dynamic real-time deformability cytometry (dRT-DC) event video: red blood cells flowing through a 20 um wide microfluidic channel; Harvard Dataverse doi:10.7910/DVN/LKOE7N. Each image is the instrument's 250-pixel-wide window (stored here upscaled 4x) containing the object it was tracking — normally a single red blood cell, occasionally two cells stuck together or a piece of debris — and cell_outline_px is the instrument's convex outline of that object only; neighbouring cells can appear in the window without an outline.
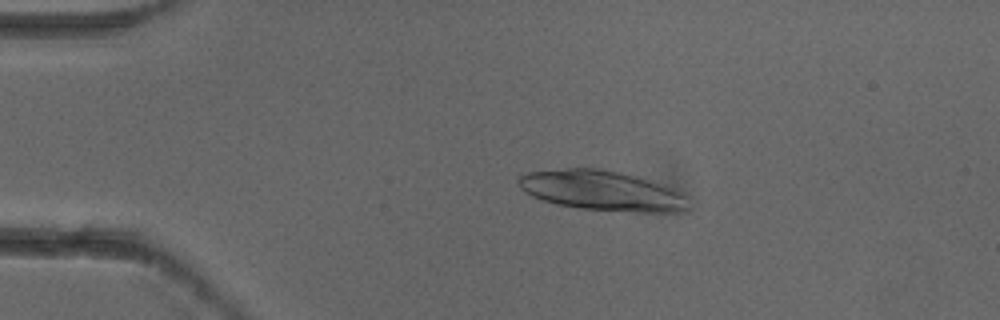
{"species": "common noctule bat (a hibernating species)", "species_latin": "Nyctalus noctula", "temperature_condition": "cold", "stored_images_in_passage": 4, "camera_frame_rate_fps": 3000, "um_per_image_px": 0.085, "animal": {"sex": "female"}, "frame": {"image": 1, "passage_image": 4, "time_ms": 1.0, "image_size_px": [1000, 320], "cell_outline_px": [[692, 208], [688, 212], [636, 212], [580, 208], [560, 204], [544, 200], [532, 196], [524, 192], [520, 188], [516, 180], [520, 176], [528, 172], [568, 168], [600, 168], [620, 172], [664, 184], [692, 196]], "centroid_in_image_um": [51.32, 16.21], "position_along_channel_um": 33.7, "area_um2": 40.23}}